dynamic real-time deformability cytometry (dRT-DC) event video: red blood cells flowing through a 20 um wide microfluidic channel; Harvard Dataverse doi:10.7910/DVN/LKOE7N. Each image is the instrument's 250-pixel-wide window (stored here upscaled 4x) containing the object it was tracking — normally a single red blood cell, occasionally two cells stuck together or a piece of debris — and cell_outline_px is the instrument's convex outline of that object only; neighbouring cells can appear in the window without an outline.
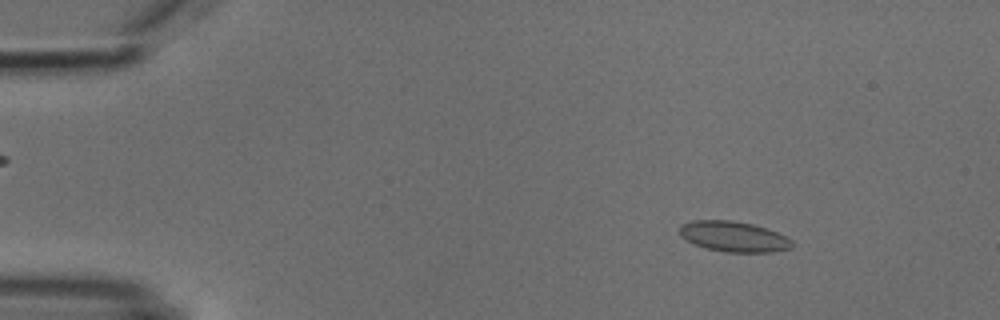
{"species": "common noctule bat (a hibernating species)", "species_latin": "Nyctalus noctula", "temperature_condition": "cold", "stored_images_in_passage": 7, "camera_frame_rate_fps": 3000, "um_per_image_px": 0.085, "animal": {"sex": "male", "body_mass_g": 18.8}, "frame": {"image": 1, "passage_image": 1, "time_ms": 0.0, "image_size_px": [1000, 320], "cell_outline_px": [[796, 244], [792, 248], [772, 252], [728, 252], [704, 248], [680, 236], [680, 224], [692, 220], [732, 220], [752, 224], [776, 232], [792, 240]], "centroid_in_image_um": [62.37, 20.11], "position_along_channel_um": 22.6, "area_um2": 19.94}}
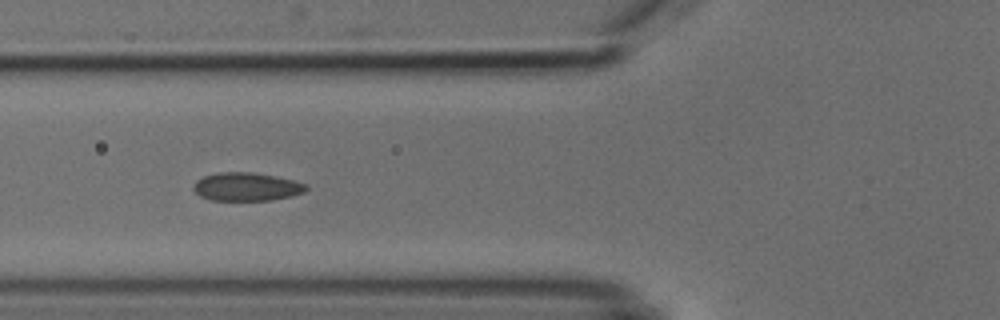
{"frame": {"image": 2, "passage_image": 5, "time_ms": 4.333, "image_size_px": [1000, 320], "cell_outline_px": [[308, 188], [304, 192], [292, 196], [272, 200], [212, 200], [200, 196], [192, 188], [192, 184], [196, 180], [204, 176], [220, 172], [252, 172], [276, 176], [296, 180], [308, 184]], "centroid_in_image_um": [20.98, 15.87], "position_along_channel_um": 104.8, "area_um2": 18.79}}
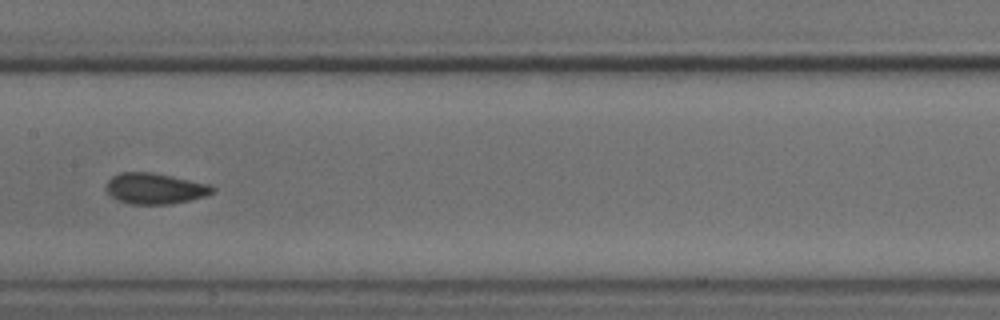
{"frame": {"image": 3, "passage_image": 7, "time_ms": 6.667, "image_size_px": [1000, 320], "cell_outline_px": [[216, 188], [212, 192], [204, 196], [172, 204], [128, 204], [112, 196], [104, 188], [108, 180], [112, 176], [120, 172], [152, 172], [212, 184]], "centroid_in_image_um": [13.17, 16.01], "position_along_channel_um": 194.2, "area_um2": 19.19}}